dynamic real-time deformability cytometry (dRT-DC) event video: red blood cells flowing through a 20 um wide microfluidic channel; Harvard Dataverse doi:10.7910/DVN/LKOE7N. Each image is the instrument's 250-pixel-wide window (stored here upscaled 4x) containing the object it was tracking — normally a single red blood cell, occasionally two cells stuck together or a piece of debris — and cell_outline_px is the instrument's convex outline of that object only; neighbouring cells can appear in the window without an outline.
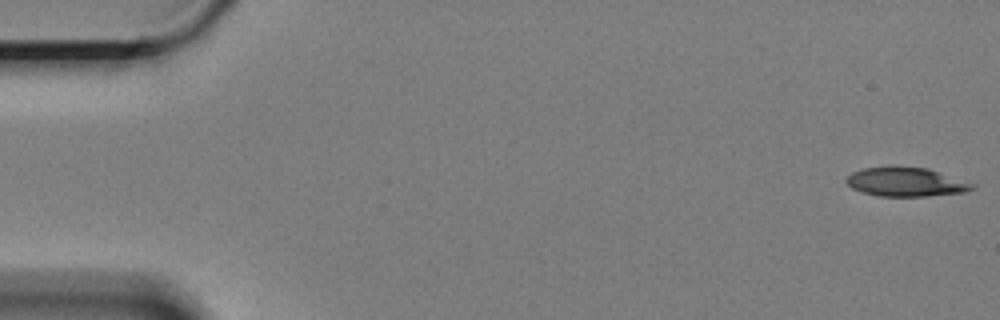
{"species": "Egyptian fruit bat (a non-hibernating species)", "species_latin": "Rousettus aegyptiacus", "temperature_condition": "cold", "stored_images_in_passage": 55, "camera_frame_rate_fps": 3000, "um_per_image_px": 0.085, "animal": {"sex": "female"}, "frame": {"image": 1, "passage_image": 1, "time_ms": 0.0, "image_size_px": [1000, 320], "cell_outline_px": [[976, 184], [972, 188], [964, 192], [924, 196], [880, 196], [864, 192], [852, 188], [844, 180], [852, 172], [864, 168], [928, 168]], "centroid_in_image_um": [77.01, 15.48], "position_along_channel_um": 8.0, "area_um2": 20.63}}
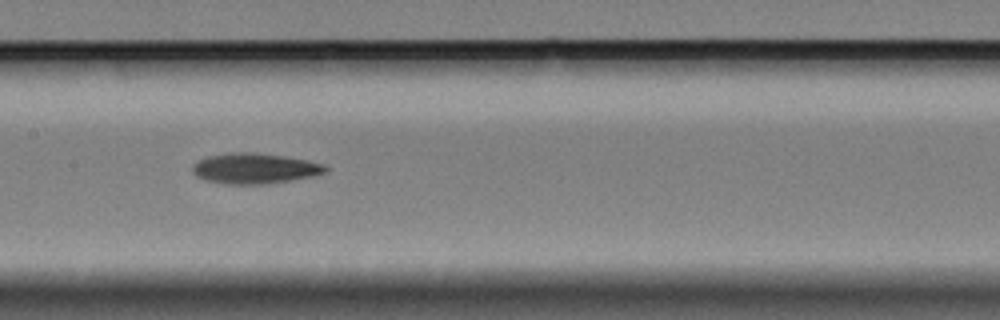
{"frame": {"image": 2, "passage_image": 29, "time_ms": 9.333, "image_size_px": [1000, 320], "cell_outline_px": [[328, 172], [312, 176], [292, 180], [268, 184], [224, 184], [204, 180], [196, 176], [192, 172], [192, 164], [196, 160], [208, 156], [228, 152], [256, 152], [284, 156], [308, 160], [324, 164], [328, 168]], "centroid_in_image_um": [21.62, 14.31], "position_along_channel_um": 185.8, "area_um2": 24.04}}
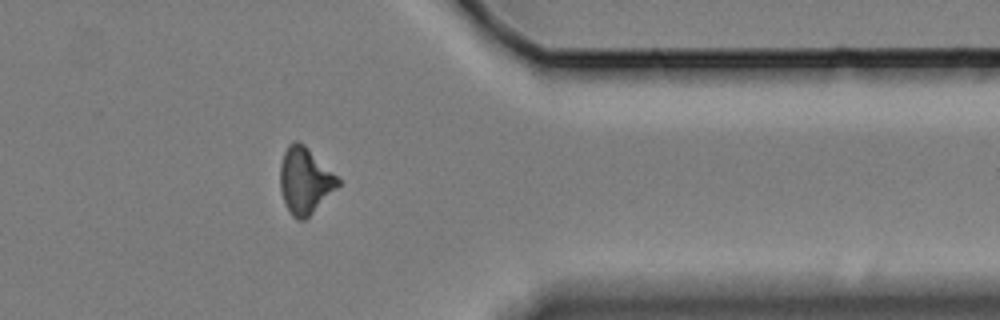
{"frame": {"image": 3, "passage_image": 48, "time_ms": 15.667, "image_size_px": [1000, 320], "cell_outline_px": [[340, 184], [304, 220], [296, 220], [292, 216], [284, 204], [280, 188], [280, 164], [284, 152], [288, 144], [292, 140], [296, 140], [304, 144], [340, 180]], "centroid_in_image_um": [25.87, 15.34], "position_along_channel_um": 385.5, "area_um2": 22.02}}